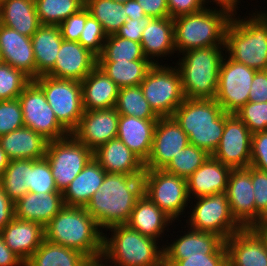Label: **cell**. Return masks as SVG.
I'll return each instance as SVG.
<instances>
[{"mask_svg":"<svg viewBox=\"0 0 267 266\" xmlns=\"http://www.w3.org/2000/svg\"><path fill=\"white\" fill-rule=\"evenodd\" d=\"M142 176L106 173L102 185L84 207L102 231L129 221L131 211L143 195Z\"/></svg>","mask_w":267,"mask_h":266,"instance_id":"obj_1","label":"cell"},{"mask_svg":"<svg viewBox=\"0 0 267 266\" xmlns=\"http://www.w3.org/2000/svg\"><path fill=\"white\" fill-rule=\"evenodd\" d=\"M45 239L75 249L89 260L103 252V231L84 207L65 205L45 226Z\"/></svg>","mask_w":267,"mask_h":266,"instance_id":"obj_2","label":"cell"},{"mask_svg":"<svg viewBox=\"0 0 267 266\" xmlns=\"http://www.w3.org/2000/svg\"><path fill=\"white\" fill-rule=\"evenodd\" d=\"M232 17L225 32V54L257 71L267 70V10ZM255 11V12H254Z\"/></svg>","mask_w":267,"mask_h":266,"instance_id":"obj_3","label":"cell"},{"mask_svg":"<svg viewBox=\"0 0 267 266\" xmlns=\"http://www.w3.org/2000/svg\"><path fill=\"white\" fill-rule=\"evenodd\" d=\"M160 243L127 224L116 225L103 231L101 258L110 266H164V250Z\"/></svg>","mask_w":267,"mask_h":266,"instance_id":"obj_4","label":"cell"},{"mask_svg":"<svg viewBox=\"0 0 267 266\" xmlns=\"http://www.w3.org/2000/svg\"><path fill=\"white\" fill-rule=\"evenodd\" d=\"M172 117L188 135L189 144L209 155L216 151L225 126V112L215 99L185 98Z\"/></svg>","mask_w":267,"mask_h":266,"instance_id":"obj_5","label":"cell"},{"mask_svg":"<svg viewBox=\"0 0 267 266\" xmlns=\"http://www.w3.org/2000/svg\"><path fill=\"white\" fill-rule=\"evenodd\" d=\"M225 46L202 47L179 54L174 65L181 75L185 98L215 99Z\"/></svg>","mask_w":267,"mask_h":266,"instance_id":"obj_6","label":"cell"},{"mask_svg":"<svg viewBox=\"0 0 267 266\" xmlns=\"http://www.w3.org/2000/svg\"><path fill=\"white\" fill-rule=\"evenodd\" d=\"M232 16L214 8L179 16L174 21L177 56L188 50L225 45V32Z\"/></svg>","mask_w":267,"mask_h":266,"instance_id":"obj_7","label":"cell"},{"mask_svg":"<svg viewBox=\"0 0 267 266\" xmlns=\"http://www.w3.org/2000/svg\"><path fill=\"white\" fill-rule=\"evenodd\" d=\"M142 178L143 194L174 222L180 221V224L182 217L186 218L188 210H185L190 204L187 180L163 169H145Z\"/></svg>","mask_w":267,"mask_h":266,"instance_id":"obj_8","label":"cell"},{"mask_svg":"<svg viewBox=\"0 0 267 266\" xmlns=\"http://www.w3.org/2000/svg\"><path fill=\"white\" fill-rule=\"evenodd\" d=\"M175 62L153 65L144 80L141 90L150 108L158 117H172L177 107L185 100L181 75ZM171 65V66H170Z\"/></svg>","mask_w":267,"mask_h":266,"instance_id":"obj_9","label":"cell"},{"mask_svg":"<svg viewBox=\"0 0 267 266\" xmlns=\"http://www.w3.org/2000/svg\"><path fill=\"white\" fill-rule=\"evenodd\" d=\"M190 201L187 219L183 220L190 229L214 233L226 240L243 228L232 216L226 192Z\"/></svg>","mask_w":267,"mask_h":266,"instance_id":"obj_10","label":"cell"},{"mask_svg":"<svg viewBox=\"0 0 267 266\" xmlns=\"http://www.w3.org/2000/svg\"><path fill=\"white\" fill-rule=\"evenodd\" d=\"M33 81L43 90L58 122L71 133L84 113L81 82L48 75Z\"/></svg>","mask_w":267,"mask_h":266,"instance_id":"obj_11","label":"cell"},{"mask_svg":"<svg viewBox=\"0 0 267 266\" xmlns=\"http://www.w3.org/2000/svg\"><path fill=\"white\" fill-rule=\"evenodd\" d=\"M45 157L55 185L63 193L93 158V152L70 133L64 138L49 141Z\"/></svg>","mask_w":267,"mask_h":266,"instance_id":"obj_12","label":"cell"},{"mask_svg":"<svg viewBox=\"0 0 267 266\" xmlns=\"http://www.w3.org/2000/svg\"><path fill=\"white\" fill-rule=\"evenodd\" d=\"M256 72L257 70L238 63L225 54L219 70L215 97L224 112L235 114L248 102Z\"/></svg>","mask_w":267,"mask_h":266,"instance_id":"obj_13","label":"cell"},{"mask_svg":"<svg viewBox=\"0 0 267 266\" xmlns=\"http://www.w3.org/2000/svg\"><path fill=\"white\" fill-rule=\"evenodd\" d=\"M24 126L38 132L47 141H54L70 133L58 122L43 90L32 80L19 95Z\"/></svg>","mask_w":267,"mask_h":266,"instance_id":"obj_14","label":"cell"},{"mask_svg":"<svg viewBox=\"0 0 267 266\" xmlns=\"http://www.w3.org/2000/svg\"><path fill=\"white\" fill-rule=\"evenodd\" d=\"M252 133L236 114L225 112L220 144L212 156L231 169L250 166Z\"/></svg>","mask_w":267,"mask_h":266,"instance_id":"obj_15","label":"cell"},{"mask_svg":"<svg viewBox=\"0 0 267 266\" xmlns=\"http://www.w3.org/2000/svg\"><path fill=\"white\" fill-rule=\"evenodd\" d=\"M188 144V135L173 117H159L154 129L152 150L144 168L163 169Z\"/></svg>","mask_w":267,"mask_h":266,"instance_id":"obj_16","label":"cell"},{"mask_svg":"<svg viewBox=\"0 0 267 266\" xmlns=\"http://www.w3.org/2000/svg\"><path fill=\"white\" fill-rule=\"evenodd\" d=\"M120 114L116 108L84 110L71 134L92 152L108 141L117 138Z\"/></svg>","mask_w":267,"mask_h":266,"instance_id":"obj_17","label":"cell"},{"mask_svg":"<svg viewBox=\"0 0 267 266\" xmlns=\"http://www.w3.org/2000/svg\"><path fill=\"white\" fill-rule=\"evenodd\" d=\"M225 246L228 266H267V244L255 227L233 233Z\"/></svg>","mask_w":267,"mask_h":266,"instance_id":"obj_18","label":"cell"},{"mask_svg":"<svg viewBox=\"0 0 267 266\" xmlns=\"http://www.w3.org/2000/svg\"><path fill=\"white\" fill-rule=\"evenodd\" d=\"M225 192L235 220L243 228L255 227V199L251 182V166L244 169H232Z\"/></svg>","mask_w":267,"mask_h":266,"instance_id":"obj_19","label":"cell"},{"mask_svg":"<svg viewBox=\"0 0 267 266\" xmlns=\"http://www.w3.org/2000/svg\"><path fill=\"white\" fill-rule=\"evenodd\" d=\"M97 66V56L79 42L63 40L48 76L81 82Z\"/></svg>","mask_w":267,"mask_h":266,"instance_id":"obj_20","label":"cell"},{"mask_svg":"<svg viewBox=\"0 0 267 266\" xmlns=\"http://www.w3.org/2000/svg\"><path fill=\"white\" fill-rule=\"evenodd\" d=\"M126 224L142 235L152 237L158 241L161 240V242L163 241L162 245L165 243L164 241L166 240V236L167 238H172L167 233H170L171 227H174L172 228V230H174L176 229V226L179 225H175V222L145 194L137 200L133 210L131 211L129 221Z\"/></svg>","mask_w":267,"mask_h":266,"instance_id":"obj_21","label":"cell"},{"mask_svg":"<svg viewBox=\"0 0 267 266\" xmlns=\"http://www.w3.org/2000/svg\"><path fill=\"white\" fill-rule=\"evenodd\" d=\"M183 228H186L184 232ZM176 233V238L165 241L164 255L227 254L225 240L217 234L196 231L185 225Z\"/></svg>","mask_w":267,"mask_h":266,"instance_id":"obj_22","label":"cell"},{"mask_svg":"<svg viewBox=\"0 0 267 266\" xmlns=\"http://www.w3.org/2000/svg\"><path fill=\"white\" fill-rule=\"evenodd\" d=\"M140 44L148 60L154 65L164 64L165 61L162 59L169 60L168 57L176 53L173 19L170 17L153 18L143 30Z\"/></svg>","mask_w":267,"mask_h":266,"instance_id":"obj_23","label":"cell"},{"mask_svg":"<svg viewBox=\"0 0 267 266\" xmlns=\"http://www.w3.org/2000/svg\"><path fill=\"white\" fill-rule=\"evenodd\" d=\"M10 250L24 263L45 239L44 226L35 221L14 218L0 232Z\"/></svg>","mask_w":267,"mask_h":266,"instance_id":"obj_24","label":"cell"},{"mask_svg":"<svg viewBox=\"0 0 267 266\" xmlns=\"http://www.w3.org/2000/svg\"><path fill=\"white\" fill-rule=\"evenodd\" d=\"M0 48L4 63L36 78V64L31 37L0 24Z\"/></svg>","mask_w":267,"mask_h":266,"instance_id":"obj_25","label":"cell"},{"mask_svg":"<svg viewBox=\"0 0 267 266\" xmlns=\"http://www.w3.org/2000/svg\"><path fill=\"white\" fill-rule=\"evenodd\" d=\"M231 168L225 166L212 155L196 169L187 180V190L190 199L210 196L226 191Z\"/></svg>","mask_w":267,"mask_h":266,"instance_id":"obj_26","label":"cell"},{"mask_svg":"<svg viewBox=\"0 0 267 266\" xmlns=\"http://www.w3.org/2000/svg\"><path fill=\"white\" fill-rule=\"evenodd\" d=\"M93 157L107 173L144 174V162L118 138L100 146Z\"/></svg>","mask_w":267,"mask_h":266,"instance_id":"obj_27","label":"cell"},{"mask_svg":"<svg viewBox=\"0 0 267 266\" xmlns=\"http://www.w3.org/2000/svg\"><path fill=\"white\" fill-rule=\"evenodd\" d=\"M158 119H142L120 115L117 138L120 139L144 163L150 156L154 129Z\"/></svg>","mask_w":267,"mask_h":266,"instance_id":"obj_28","label":"cell"},{"mask_svg":"<svg viewBox=\"0 0 267 266\" xmlns=\"http://www.w3.org/2000/svg\"><path fill=\"white\" fill-rule=\"evenodd\" d=\"M64 206L62 192H28L14 203L15 218L45 226Z\"/></svg>","mask_w":267,"mask_h":266,"instance_id":"obj_29","label":"cell"},{"mask_svg":"<svg viewBox=\"0 0 267 266\" xmlns=\"http://www.w3.org/2000/svg\"><path fill=\"white\" fill-rule=\"evenodd\" d=\"M48 142L38 132L22 127L0 136V146L9 160H37L46 155Z\"/></svg>","mask_w":267,"mask_h":266,"instance_id":"obj_30","label":"cell"},{"mask_svg":"<svg viewBox=\"0 0 267 266\" xmlns=\"http://www.w3.org/2000/svg\"><path fill=\"white\" fill-rule=\"evenodd\" d=\"M81 84L84 110L115 107L119 87L98 66L81 81Z\"/></svg>","mask_w":267,"mask_h":266,"instance_id":"obj_31","label":"cell"},{"mask_svg":"<svg viewBox=\"0 0 267 266\" xmlns=\"http://www.w3.org/2000/svg\"><path fill=\"white\" fill-rule=\"evenodd\" d=\"M106 171L93 157L62 193L67 206L85 207L102 185Z\"/></svg>","mask_w":267,"mask_h":266,"instance_id":"obj_32","label":"cell"},{"mask_svg":"<svg viewBox=\"0 0 267 266\" xmlns=\"http://www.w3.org/2000/svg\"><path fill=\"white\" fill-rule=\"evenodd\" d=\"M0 24L31 37L41 26L35 0H0Z\"/></svg>","mask_w":267,"mask_h":266,"instance_id":"obj_33","label":"cell"},{"mask_svg":"<svg viewBox=\"0 0 267 266\" xmlns=\"http://www.w3.org/2000/svg\"><path fill=\"white\" fill-rule=\"evenodd\" d=\"M63 40L59 25H41L31 36L36 78L46 75L54 67Z\"/></svg>","mask_w":267,"mask_h":266,"instance_id":"obj_34","label":"cell"},{"mask_svg":"<svg viewBox=\"0 0 267 266\" xmlns=\"http://www.w3.org/2000/svg\"><path fill=\"white\" fill-rule=\"evenodd\" d=\"M88 261L79 251L44 239L25 266H84Z\"/></svg>","mask_w":267,"mask_h":266,"instance_id":"obj_35","label":"cell"},{"mask_svg":"<svg viewBox=\"0 0 267 266\" xmlns=\"http://www.w3.org/2000/svg\"><path fill=\"white\" fill-rule=\"evenodd\" d=\"M153 65L150 60L97 61V66L119 88L140 85Z\"/></svg>","mask_w":267,"mask_h":266,"instance_id":"obj_36","label":"cell"},{"mask_svg":"<svg viewBox=\"0 0 267 266\" xmlns=\"http://www.w3.org/2000/svg\"><path fill=\"white\" fill-rule=\"evenodd\" d=\"M84 7L101 23L107 36L116 34L128 19L123 3L113 0H84Z\"/></svg>","mask_w":267,"mask_h":266,"instance_id":"obj_37","label":"cell"},{"mask_svg":"<svg viewBox=\"0 0 267 266\" xmlns=\"http://www.w3.org/2000/svg\"><path fill=\"white\" fill-rule=\"evenodd\" d=\"M0 186L14 203L30 192V160H9L0 177Z\"/></svg>","mask_w":267,"mask_h":266,"instance_id":"obj_38","label":"cell"},{"mask_svg":"<svg viewBox=\"0 0 267 266\" xmlns=\"http://www.w3.org/2000/svg\"><path fill=\"white\" fill-rule=\"evenodd\" d=\"M115 108L120 115L142 119H159L150 108L140 85L119 88Z\"/></svg>","mask_w":267,"mask_h":266,"instance_id":"obj_39","label":"cell"},{"mask_svg":"<svg viewBox=\"0 0 267 266\" xmlns=\"http://www.w3.org/2000/svg\"><path fill=\"white\" fill-rule=\"evenodd\" d=\"M41 25H60L84 7V0H35Z\"/></svg>","mask_w":267,"mask_h":266,"instance_id":"obj_40","label":"cell"},{"mask_svg":"<svg viewBox=\"0 0 267 266\" xmlns=\"http://www.w3.org/2000/svg\"><path fill=\"white\" fill-rule=\"evenodd\" d=\"M148 60L139 42L125 39L115 34L108 35L102 53L97 61H134Z\"/></svg>","mask_w":267,"mask_h":266,"instance_id":"obj_41","label":"cell"},{"mask_svg":"<svg viewBox=\"0 0 267 266\" xmlns=\"http://www.w3.org/2000/svg\"><path fill=\"white\" fill-rule=\"evenodd\" d=\"M210 155L195 145L188 144L181 149L163 168L164 171L187 179Z\"/></svg>","mask_w":267,"mask_h":266,"instance_id":"obj_42","label":"cell"},{"mask_svg":"<svg viewBox=\"0 0 267 266\" xmlns=\"http://www.w3.org/2000/svg\"><path fill=\"white\" fill-rule=\"evenodd\" d=\"M31 81L23 71L6 63L0 64V101L18 99Z\"/></svg>","mask_w":267,"mask_h":266,"instance_id":"obj_43","label":"cell"},{"mask_svg":"<svg viewBox=\"0 0 267 266\" xmlns=\"http://www.w3.org/2000/svg\"><path fill=\"white\" fill-rule=\"evenodd\" d=\"M30 192H59L51 173V167L46 157L30 160Z\"/></svg>","mask_w":267,"mask_h":266,"instance_id":"obj_44","label":"cell"},{"mask_svg":"<svg viewBox=\"0 0 267 266\" xmlns=\"http://www.w3.org/2000/svg\"><path fill=\"white\" fill-rule=\"evenodd\" d=\"M251 182L255 199V227L267 223V172L251 166Z\"/></svg>","mask_w":267,"mask_h":266,"instance_id":"obj_45","label":"cell"},{"mask_svg":"<svg viewBox=\"0 0 267 266\" xmlns=\"http://www.w3.org/2000/svg\"><path fill=\"white\" fill-rule=\"evenodd\" d=\"M235 114L252 134L267 131V102H247Z\"/></svg>","mask_w":267,"mask_h":266,"instance_id":"obj_46","label":"cell"},{"mask_svg":"<svg viewBox=\"0 0 267 266\" xmlns=\"http://www.w3.org/2000/svg\"><path fill=\"white\" fill-rule=\"evenodd\" d=\"M164 266H228L227 254L164 255Z\"/></svg>","mask_w":267,"mask_h":266,"instance_id":"obj_47","label":"cell"},{"mask_svg":"<svg viewBox=\"0 0 267 266\" xmlns=\"http://www.w3.org/2000/svg\"><path fill=\"white\" fill-rule=\"evenodd\" d=\"M106 38L101 23L89 15L78 42L98 57L103 51Z\"/></svg>","mask_w":267,"mask_h":266,"instance_id":"obj_48","label":"cell"},{"mask_svg":"<svg viewBox=\"0 0 267 266\" xmlns=\"http://www.w3.org/2000/svg\"><path fill=\"white\" fill-rule=\"evenodd\" d=\"M22 127L24 119L19 100L0 101V136Z\"/></svg>","mask_w":267,"mask_h":266,"instance_id":"obj_49","label":"cell"},{"mask_svg":"<svg viewBox=\"0 0 267 266\" xmlns=\"http://www.w3.org/2000/svg\"><path fill=\"white\" fill-rule=\"evenodd\" d=\"M89 15V11L83 7L77 13L64 20L59 25L62 38L67 41L78 42L84 28L86 18Z\"/></svg>","mask_w":267,"mask_h":266,"instance_id":"obj_50","label":"cell"},{"mask_svg":"<svg viewBox=\"0 0 267 266\" xmlns=\"http://www.w3.org/2000/svg\"><path fill=\"white\" fill-rule=\"evenodd\" d=\"M250 166L267 172V131L252 134Z\"/></svg>","mask_w":267,"mask_h":266,"instance_id":"obj_51","label":"cell"},{"mask_svg":"<svg viewBox=\"0 0 267 266\" xmlns=\"http://www.w3.org/2000/svg\"><path fill=\"white\" fill-rule=\"evenodd\" d=\"M152 19L149 15H144L141 19L128 18L115 35L140 43L142 32Z\"/></svg>","mask_w":267,"mask_h":266,"instance_id":"obj_52","label":"cell"},{"mask_svg":"<svg viewBox=\"0 0 267 266\" xmlns=\"http://www.w3.org/2000/svg\"><path fill=\"white\" fill-rule=\"evenodd\" d=\"M167 5L169 17L172 19L197 13L205 9L202 0H167Z\"/></svg>","mask_w":267,"mask_h":266,"instance_id":"obj_53","label":"cell"},{"mask_svg":"<svg viewBox=\"0 0 267 266\" xmlns=\"http://www.w3.org/2000/svg\"><path fill=\"white\" fill-rule=\"evenodd\" d=\"M248 102H267V70L255 73Z\"/></svg>","mask_w":267,"mask_h":266,"instance_id":"obj_54","label":"cell"},{"mask_svg":"<svg viewBox=\"0 0 267 266\" xmlns=\"http://www.w3.org/2000/svg\"><path fill=\"white\" fill-rule=\"evenodd\" d=\"M143 8L145 15L153 18L169 17L167 0H136Z\"/></svg>","mask_w":267,"mask_h":266,"instance_id":"obj_55","label":"cell"},{"mask_svg":"<svg viewBox=\"0 0 267 266\" xmlns=\"http://www.w3.org/2000/svg\"><path fill=\"white\" fill-rule=\"evenodd\" d=\"M15 218L14 202L0 186V232Z\"/></svg>","mask_w":267,"mask_h":266,"instance_id":"obj_56","label":"cell"},{"mask_svg":"<svg viewBox=\"0 0 267 266\" xmlns=\"http://www.w3.org/2000/svg\"><path fill=\"white\" fill-rule=\"evenodd\" d=\"M241 1L243 0H202V3L205 8L209 9L212 7L209 5H215V7L213 6L212 8L222 10L228 13L230 16L236 17L237 15H239L237 14V12L239 11Z\"/></svg>","mask_w":267,"mask_h":266,"instance_id":"obj_57","label":"cell"},{"mask_svg":"<svg viewBox=\"0 0 267 266\" xmlns=\"http://www.w3.org/2000/svg\"><path fill=\"white\" fill-rule=\"evenodd\" d=\"M0 266H25V263L15 255L0 235Z\"/></svg>","mask_w":267,"mask_h":266,"instance_id":"obj_58","label":"cell"},{"mask_svg":"<svg viewBox=\"0 0 267 266\" xmlns=\"http://www.w3.org/2000/svg\"><path fill=\"white\" fill-rule=\"evenodd\" d=\"M123 7L125 8V13L128 18L141 19L145 15L143 8L136 0H130L127 3H124Z\"/></svg>","mask_w":267,"mask_h":266,"instance_id":"obj_59","label":"cell"},{"mask_svg":"<svg viewBox=\"0 0 267 266\" xmlns=\"http://www.w3.org/2000/svg\"><path fill=\"white\" fill-rule=\"evenodd\" d=\"M9 158L7 157L6 153L0 146V177L5 171V168L8 166Z\"/></svg>","mask_w":267,"mask_h":266,"instance_id":"obj_60","label":"cell"},{"mask_svg":"<svg viewBox=\"0 0 267 266\" xmlns=\"http://www.w3.org/2000/svg\"><path fill=\"white\" fill-rule=\"evenodd\" d=\"M84 266H110L107 262H105L102 258L89 260Z\"/></svg>","mask_w":267,"mask_h":266,"instance_id":"obj_61","label":"cell"},{"mask_svg":"<svg viewBox=\"0 0 267 266\" xmlns=\"http://www.w3.org/2000/svg\"><path fill=\"white\" fill-rule=\"evenodd\" d=\"M265 238L266 244H267V223L255 227Z\"/></svg>","mask_w":267,"mask_h":266,"instance_id":"obj_62","label":"cell"},{"mask_svg":"<svg viewBox=\"0 0 267 266\" xmlns=\"http://www.w3.org/2000/svg\"><path fill=\"white\" fill-rule=\"evenodd\" d=\"M113 1H116V2H118V3H127L128 1H130V0H113Z\"/></svg>","mask_w":267,"mask_h":266,"instance_id":"obj_63","label":"cell"},{"mask_svg":"<svg viewBox=\"0 0 267 266\" xmlns=\"http://www.w3.org/2000/svg\"><path fill=\"white\" fill-rule=\"evenodd\" d=\"M4 63L3 58H2V52H1V48H0V64Z\"/></svg>","mask_w":267,"mask_h":266,"instance_id":"obj_64","label":"cell"}]
</instances>
